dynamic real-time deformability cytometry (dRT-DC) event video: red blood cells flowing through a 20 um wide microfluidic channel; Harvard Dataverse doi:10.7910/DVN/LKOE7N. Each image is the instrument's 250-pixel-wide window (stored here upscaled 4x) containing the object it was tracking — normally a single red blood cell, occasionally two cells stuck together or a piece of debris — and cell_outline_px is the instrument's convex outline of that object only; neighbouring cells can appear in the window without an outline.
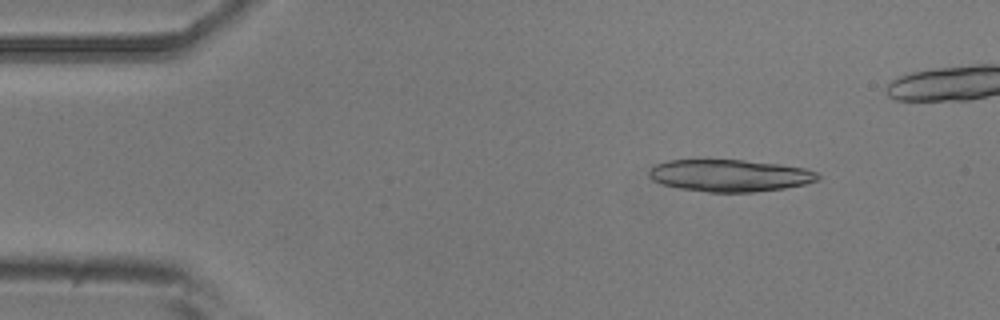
{"species": "common noctule bat (a hibernating species)", "species_latin": "Nyctalus noctula", "temperature_condition": "room temperature", "stored_images_in_passage": 5, "camera_frame_rate_fps": 3000, "um_per_image_px": 0.085, "animal": {"sex": "male", "body_mass_g": 20.5, "forearm_length_mm": 52.5}, "frame": {"image": 1, "passage_image": 1, "time_ms": 0.0, "image_size_px": [1000, 320], "cell_outline_px": [[820, 180], [804, 184], [784, 188], [752, 192], [708, 192], [680, 188], [664, 184], [652, 180], [648, 176], [648, 172], [656, 164], [668, 160], [744, 160], [780, 164], [804, 168], [816, 172], [820, 176]], "centroid_in_image_um": [62.04, 14.92], "position_along_channel_um": 23.0, "area_um2": 31.44}}
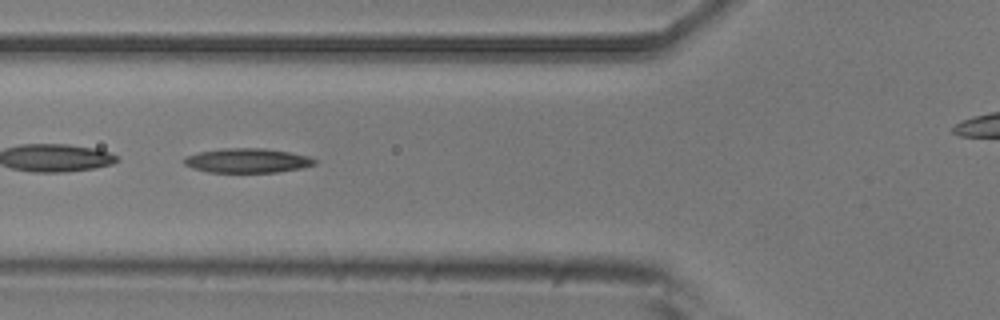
{"frame": {"image": 2, "passage_image": 5, "time_ms": 4.333, "image_size_px": [1000, 320], "cell_outline_px": [[316, 164], [304, 168], [276, 172], [208, 172], [192, 168], [184, 164], [184, 160], [188, 156], [200, 152], [224, 148], [264, 148], [288, 152], [308, 156], [316, 160]], "centroid_in_image_um": [21.06, 13.65], "position_along_channel_um": 104.7, "area_um2": 18.44}}